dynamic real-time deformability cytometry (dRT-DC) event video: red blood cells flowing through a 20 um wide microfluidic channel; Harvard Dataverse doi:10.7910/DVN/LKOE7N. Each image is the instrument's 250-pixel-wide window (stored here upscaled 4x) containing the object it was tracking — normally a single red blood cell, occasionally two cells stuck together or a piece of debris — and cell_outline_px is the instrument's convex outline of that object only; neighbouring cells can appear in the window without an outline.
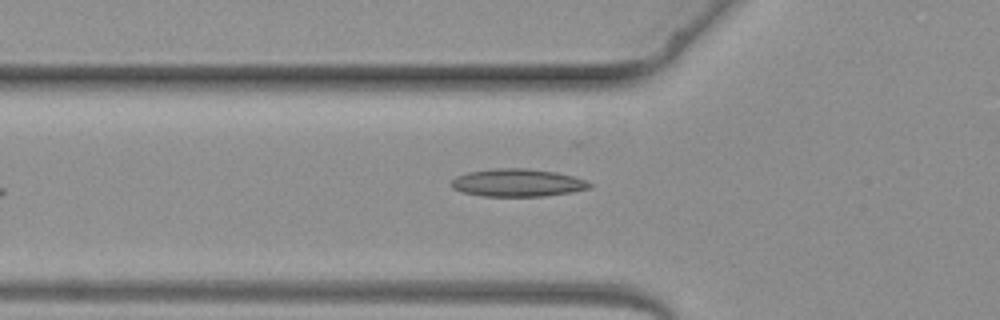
{"species": "common noctule bat (a hibernating species)", "species_latin": "Nyctalus noctula", "temperature_condition": "warm", "stored_images_in_passage": 5, "camera_frame_rate_fps": 3000, "um_per_image_px": 0.085, "animal": {"sex": "female", "body_mass_g": 19.3, "forearm_length_mm": 54.1}, "frame": {"image": 1, "passage_image": 5, "time_ms": 4.667, "image_size_px": [1000, 320], "cell_outline_px": [[592, 184], [588, 188], [572, 192], [544, 196], [484, 196], [460, 192], [452, 188], [452, 180], [456, 176], [468, 172], [492, 168], [524, 168], [556, 172], [572, 176], [584, 180]], "centroid_in_image_um": [43.95, 15.53], "position_along_channel_um": 81.9, "area_um2": 22.25}}